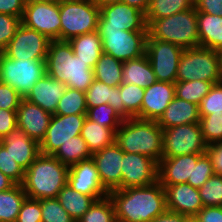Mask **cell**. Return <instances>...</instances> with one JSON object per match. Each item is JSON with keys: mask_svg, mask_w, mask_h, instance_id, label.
Here are the masks:
<instances>
[{"mask_svg": "<svg viewBox=\"0 0 222 222\" xmlns=\"http://www.w3.org/2000/svg\"><path fill=\"white\" fill-rule=\"evenodd\" d=\"M21 22L50 41L60 40V3L53 0L25 5Z\"/></svg>", "mask_w": 222, "mask_h": 222, "instance_id": "cell-12", "label": "cell"}, {"mask_svg": "<svg viewBox=\"0 0 222 222\" xmlns=\"http://www.w3.org/2000/svg\"><path fill=\"white\" fill-rule=\"evenodd\" d=\"M57 199L68 214L77 222L94 203L92 196L73 190L66 184L58 193Z\"/></svg>", "mask_w": 222, "mask_h": 222, "instance_id": "cell-31", "label": "cell"}, {"mask_svg": "<svg viewBox=\"0 0 222 222\" xmlns=\"http://www.w3.org/2000/svg\"><path fill=\"white\" fill-rule=\"evenodd\" d=\"M66 88L65 83L45 74L35 83L24 99L40 106L43 110L53 115Z\"/></svg>", "mask_w": 222, "mask_h": 222, "instance_id": "cell-24", "label": "cell"}, {"mask_svg": "<svg viewBox=\"0 0 222 222\" xmlns=\"http://www.w3.org/2000/svg\"><path fill=\"white\" fill-rule=\"evenodd\" d=\"M27 197L22 185L0 192V222H16L21 205Z\"/></svg>", "mask_w": 222, "mask_h": 222, "instance_id": "cell-33", "label": "cell"}, {"mask_svg": "<svg viewBox=\"0 0 222 222\" xmlns=\"http://www.w3.org/2000/svg\"><path fill=\"white\" fill-rule=\"evenodd\" d=\"M46 59L18 60L0 52V82L25 98L35 83L46 74Z\"/></svg>", "mask_w": 222, "mask_h": 222, "instance_id": "cell-7", "label": "cell"}, {"mask_svg": "<svg viewBox=\"0 0 222 222\" xmlns=\"http://www.w3.org/2000/svg\"><path fill=\"white\" fill-rule=\"evenodd\" d=\"M213 167L206 153L202 154L194 165L193 187L200 188L212 175Z\"/></svg>", "mask_w": 222, "mask_h": 222, "instance_id": "cell-48", "label": "cell"}, {"mask_svg": "<svg viewBox=\"0 0 222 222\" xmlns=\"http://www.w3.org/2000/svg\"><path fill=\"white\" fill-rule=\"evenodd\" d=\"M121 2L135 7L145 14L148 9L150 0H121Z\"/></svg>", "mask_w": 222, "mask_h": 222, "instance_id": "cell-56", "label": "cell"}, {"mask_svg": "<svg viewBox=\"0 0 222 222\" xmlns=\"http://www.w3.org/2000/svg\"><path fill=\"white\" fill-rule=\"evenodd\" d=\"M199 46L211 50L222 49V16L197 12Z\"/></svg>", "mask_w": 222, "mask_h": 222, "instance_id": "cell-27", "label": "cell"}, {"mask_svg": "<svg viewBox=\"0 0 222 222\" xmlns=\"http://www.w3.org/2000/svg\"><path fill=\"white\" fill-rule=\"evenodd\" d=\"M77 222H117L114 204L109 195L95 200Z\"/></svg>", "mask_w": 222, "mask_h": 222, "instance_id": "cell-39", "label": "cell"}, {"mask_svg": "<svg viewBox=\"0 0 222 222\" xmlns=\"http://www.w3.org/2000/svg\"><path fill=\"white\" fill-rule=\"evenodd\" d=\"M207 146L199 123L182 124L163 129L162 158L204 154Z\"/></svg>", "mask_w": 222, "mask_h": 222, "instance_id": "cell-10", "label": "cell"}, {"mask_svg": "<svg viewBox=\"0 0 222 222\" xmlns=\"http://www.w3.org/2000/svg\"><path fill=\"white\" fill-rule=\"evenodd\" d=\"M22 99L14 88L0 82V109L17 110Z\"/></svg>", "mask_w": 222, "mask_h": 222, "instance_id": "cell-49", "label": "cell"}, {"mask_svg": "<svg viewBox=\"0 0 222 222\" xmlns=\"http://www.w3.org/2000/svg\"><path fill=\"white\" fill-rule=\"evenodd\" d=\"M87 110L89 108L109 104L124 119V104L120 98V88L111 87L107 84L94 80L85 91Z\"/></svg>", "mask_w": 222, "mask_h": 222, "instance_id": "cell-26", "label": "cell"}, {"mask_svg": "<svg viewBox=\"0 0 222 222\" xmlns=\"http://www.w3.org/2000/svg\"><path fill=\"white\" fill-rule=\"evenodd\" d=\"M175 97V83L157 81L145 88L141 119L158 120Z\"/></svg>", "mask_w": 222, "mask_h": 222, "instance_id": "cell-23", "label": "cell"}, {"mask_svg": "<svg viewBox=\"0 0 222 222\" xmlns=\"http://www.w3.org/2000/svg\"><path fill=\"white\" fill-rule=\"evenodd\" d=\"M194 6V0H150L145 19L169 17Z\"/></svg>", "mask_w": 222, "mask_h": 222, "instance_id": "cell-36", "label": "cell"}, {"mask_svg": "<svg viewBox=\"0 0 222 222\" xmlns=\"http://www.w3.org/2000/svg\"><path fill=\"white\" fill-rule=\"evenodd\" d=\"M157 181V161L146 155L124 152L121 166V189L145 187Z\"/></svg>", "mask_w": 222, "mask_h": 222, "instance_id": "cell-14", "label": "cell"}, {"mask_svg": "<svg viewBox=\"0 0 222 222\" xmlns=\"http://www.w3.org/2000/svg\"><path fill=\"white\" fill-rule=\"evenodd\" d=\"M40 200L26 197L23 201L16 222H41Z\"/></svg>", "mask_w": 222, "mask_h": 222, "instance_id": "cell-47", "label": "cell"}, {"mask_svg": "<svg viewBox=\"0 0 222 222\" xmlns=\"http://www.w3.org/2000/svg\"><path fill=\"white\" fill-rule=\"evenodd\" d=\"M120 98L124 104V120L130 118L141 119V104L144 97V88L134 84L121 83Z\"/></svg>", "mask_w": 222, "mask_h": 222, "instance_id": "cell-35", "label": "cell"}, {"mask_svg": "<svg viewBox=\"0 0 222 222\" xmlns=\"http://www.w3.org/2000/svg\"><path fill=\"white\" fill-rule=\"evenodd\" d=\"M115 143L124 151L159 162L163 155V129L156 120L125 119L116 131Z\"/></svg>", "mask_w": 222, "mask_h": 222, "instance_id": "cell-4", "label": "cell"}, {"mask_svg": "<svg viewBox=\"0 0 222 222\" xmlns=\"http://www.w3.org/2000/svg\"><path fill=\"white\" fill-rule=\"evenodd\" d=\"M15 183L0 171V192L12 188Z\"/></svg>", "mask_w": 222, "mask_h": 222, "instance_id": "cell-57", "label": "cell"}, {"mask_svg": "<svg viewBox=\"0 0 222 222\" xmlns=\"http://www.w3.org/2000/svg\"><path fill=\"white\" fill-rule=\"evenodd\" d=\"M200 118L198 105L175 96L157 123L162 129H167L182 124L199 123Z\"/></svg>", "mask_w": 222, "mask_h": 222, "instance_id": "cell-25", "label": "cell"}, {"mask_svg": "<svg viewBox=\"0 0 222 222\" xmlns=\"http://www.w3.org/2000/svg\"><path fill=\"white\" fill-rule=\"evenodd\" d=\"M124 151L116 144L92 153L101 183L108 191L121 189V166Z\"/></svg>", "mask_w": 222, "mask_h": 222, "instance_id": "cell-18", "label": "cell"}, {"mask_svg": "<svg viewBox=\"0 0 222 222\" xmlns=\"http://www.w3.org/2000/svg\"><path fill=\"white\" fill-rule=\"evenodd\" d=\"M157 82L146 53L138 58L123 62L122 83L147 88Z\"/></svg>", "mask_w": 222, "mask_h": 222, "instance_id": "cell-28", "label": "cell"}, {"mask_svg": "<svg viewBox=\"0 0 222 222\" xmlns=\"http://www.w3.org/2000/svg\"><path fill=\"white\" fill-rule=\"evenodd\" d=\"M41 222H76L62 207L57 198L40 200Z\"/></svg>", "mask_w": 222, "mask_h": 222, "instance_id": "cell-43", "label": "cell"}, {"mask_svg": "<svg viewBox=\"0 0 222 222\" xmlns=\"http://www.w3.org/2000/svg\"><path fill=\"white\" fill-rule=\"evenodd\" d=\"M184 222H200L197 216H185Z\"/></svg>", "mask_w": 222, "mask_h": 222, "instance_id": "cell-59", "label": "cell"}, {"mask_svg": "<svg viewBox=\"0 0 222 222\" xmlns=\"http://www.w3.org/2000/svg\"><path fill=\"white\" fill-rule=\"evenodd\" d=\"M200 117L199 124L206 144L222 143V113Z\"/></svg>", "mask_w": 222, "mask_h": 222, "instance_id": "cell-42", "label": "cell"}, {"mask_svg": "<svg viewBox=\"0 0 222 222\" xmlns=\"http://www.w3.org/2000/svg\"><path fill=\"white\" fill-rule=\"evenodd\" d=\"M58 3H66V2H79V1H86V0H55Z\"/></svg>", "mask_w": 222, "mask_h": 222, "instance_id": "cell-61", "label": "cell"}, {"mask_svg": "<svg viewBox=\"0 0 222 222\" xmlns=\"http://www.w3.org/2000/svg\"><path fill=\"white\" fill-rule=\"evenodd\" d=\"M198 191L203 207L222 206V176L213 174Z\"/></svg>", "mask_w": 222, "mask_h": 222, "instance_id": "cell-41", "label": "cell"}, {"mask_svg": "<svg viewBox=\"0 0 222 222\" xmlns=\"http://www.w3.org/2000/svg\"><path fill=\"white\" fill-rule=\"evenodd\" d=\"M184 49L176 44L147 38L146 55L157 81L175 83L180 57Z\"/></svg>", "mask_w": 222, "mask_h": 222, "instance_id": "cell-11", "label": "cell"}, {"mask_svg": "<svg viewBox=\"0 0 222 222\" xmlns=\"http://www.w3.org/2000/svg\"><path fill=\"white\" fill-rule=\"evenodd\" d=\"M68 42L74 54L93 69L103 53L102 40L98 31L73 37Z\"/></svg>", "mask_w": 222, "mask_h": 222, "instance_id": "cell-29", "label": "cell"}, {"mask_svg": "<svg viewBox=\"0 0 222 222\" xmlns=\"http://www.w3.org/2000/svg\"><path fill=\"white\" fill-rule=\"evenodd\" d=\"M86 117V114H53L45 137L40 143V153L54 155L62 144L80 135Z\"/></svg>", "mask_w": 222, "mask_h": 222, "instance_id": "cell-13", "label": "cell"}, {"mask_svg": "<svg viewBox=\"0 0 222 222\" xmlns=\"http://www.w3.org/2000/svg\"><path fill=\"white\" fill-rule=\"evenodd\" d=\"M17 127L16 110L0 109V140Z\"/></svg>", "mask_w": 222, "mask_h": 222, "instance_id": "cell-50", "label": "cell"}, {"mask_svg": "<svg viewBox=\"0 0 222 222\" xmlns=\"http://www.w3.org/2000/svg\"><path fill=\"white\" fill-rule=\"evenodd\" d=\"M16 114L17 126L40 144L45 137L52 114L24 98L21 100Z\"/></svg>", "mask_w": 222, "mask_h": 222, "instance_id": "cell-21", "label": "cell"}, {"mask_svg": "<svg viewBox=\"0 0 222 222\" xmlns=\"http://www.w3.org/2000/svg\"><path fill=\"white\" fill-rule=\"evenodd\" d=\"M123 62L113 56L102 53L93 68L95 80L108 86L118 87L122 83Z\"/></svg>", "mask_w": 222, "mask_h": 222, "instance_id": "cell-32", "label": "cell"}, {"mask_svg": "<svg viewBox=\"0 0 222 222\" xmlns=\"http://www.w3.org/2000/svg\"><path fill=\"white\" fill-rule=\"evenodd\" d=\"M197 12L222 16V0H194Z\"/></svg>", "mask_w": 222, "mask_h": 222, "instance_id": "cell-52", "label": "cell"}, {"mask_svg": "<svg viewBox=\"0 0 222 222\" xmlns=\"http://www.w3.org/2000/svg\"><path fill=\"white\" fill-rule=\"evenodd\" d=\"M87 118L101 126L111 128L115 132L120 127L124 119L109 104H103L89 108L86 114Z\"/></svg>", "mask_w": 222, "mask_h": 222, "instance_id": "cell-40", "label": "cell"}, {"mask_svg": "<svg viewBox=\"0 0 222 222\" xmlns=\"http://www.w3.org/2000/svg\"><path fill=\"white\" fill-rule=\"evenodd\" d=\"M21 24V17L0 13V52L4 51Z\"/></svg>", "mask_w": 222, "mask_h": 222, "instance_id": "cell-46", "label": "cell"}, {"mask_svg": "<svg viewBox=\"0 0 222 222\" xmlns=\"http://www.w3.org/2000/svg\"><path fill=\"white\" fill-rule=\"evenodd\" d=\"M98 28L148 31L145 14L137 8L122 2L100 7Z\"/></svg>", "mask_w": 222, "mask_h": 222, "instance_id": "cell-16", "label": "cell"}, {"mask_svg": "<svg viewBox=\"0 0 222 222\" xmlns=\"http://www.w3.org/2000/svg\"><path fill=\"white\" fill-rule=\"evenodd\" d=\"M0 171L15 184L21 185L25 170L10 156L7 149L0 143Z\"/></svg>", "mask_w": 222, "mask_h": 222, "instance_id": "cell-44", "label": "cell"}, {"mask_svg": "<svg viewBox=\"0 0 222 222\" xmlns=\"http://www.w3.org/2000/svg\"><path fill=\"white\" fill-rule=\"evenodd\" d=\"M202 154L162 158L158 162V182L161 185L188 183L193 187V171Z\"/></svg>", "mask_w": 222, "mask_h": 222, "instance_id": "cell-19", "label": "cell"}, {"mask_svg": "<svg viewBox=\"0 0 222 222\" xmlns=\"http://www.w3.org/2000/svg\"><path fill=\"white\" fill-rule=\"evenodd\" d=\"M200 116L222 113V81L214 84L199 105Z\"/></svg>", "mask_w": 222, "mask_h": 222, "instance_id": "cell-45", "label": "cell"}, {"mask_svg": "<svg viewBox=\"0 0 222 222\" xmlns=\"http://www.w3.org/2000/svg\"><path fill=\"white\" fill-rule=\"evenodd\" d=\"M99 16L94 0L60 3V41L97 31Z\"/></svg>", "mask_w": 222, "mask_h": 222, "instance_id": "cell-8", "label": "cell"}, {"mask_svg": "<svg viewBox=\"0 0 222 222\" xmlns=\"http://www.w3.org/2000/svg\"><path fill=\"white\" fill-rule=\"evenodd\" d=\"M57 115L87 114L85 92L67 87L55 110Z\"/></svg>", "mask_w": 222, "mask_h": 222, "instance_id": "cell-38", "label": "cell"}, {"mask_svg": "<svg viewBox=\"0 0 222 222\" xmlns=\"http://www.w3.org/2000/svg\"><path fill=\"white\" fill-rule=\"evenodd\" d=\"M103 53L125 62L146 53L148 31H127L115 28H98Z\"/></svg>", "mask_w": 222, "mask_h": 222, "instance_id": "cell-9", "label": "cell"}, {"mask_svg": "<svg viewBox=\"0 0 222 222\" xmlns=\"http://www.w3.org/2000/svg\"><path fill=\"white\" fill-rule=\"evenodd\" d=\"M45 62L46 74L67 87L85 92L95 80L93 69L74 54L68 41H51Z\"/></svg>", "mask_w": 222, "mask_h": 222, "instance_id": "cell-2", "label": "cell"}, {"mask_svg": "<svg viewBox=\"0 0 222 222\" xmlns=\"http://www.w3.org/2000/svg\"><path fill=\"white\" fill-rule=\"evenodd\" d=\"M201 80L217 84L222 81L220 53L204 47L184 49L176 81Z\"/></svg>", "mask_w": 222, "mask_h": 222, "instance_id": "cell-6", "label": "cell"}, {"mask_svg": "<svg viewBox=\"0 0 222 222\" xmlns=\"http://www.w3.org/2000/svg\"><path fill=\"white\" fill-rule=\"evenodd\" d=\"M161 186L165 191L168 211L184 216H196L203 208L198 188L192 187L188 183Z\"/></svg>", "mask_w": 222, "mask_h": 222, "instance_id": "cell-20", "label": "cell"}, {"mask_svg": "<svg viewBox=\"0 0 222 222\" xmlns=\"http://www.w3.org/2000/svg\"><path fill=\"white\" fill-rule=\"evenodd\" d=\"M24 8L23 0H0V13L22 18Z\"/></svg>", "mask_w": 222, "mask_h": 222, "instance_id": "cell-53", "label": "cell"}, {"mask_svg": "<svg viewBox=\"0 0 222 222\" xmlns=\"http://www.w3.org/2000/svg\"><path fill=\"white\" fill-rule=\"evenodd\" d=\"M94 2L99 6H106L109 4H114V3H118L121 2V0H94Z\"/></svg>", "mask_w": 222, "mask_h": 222, "instance_id": "cell-58", "label": "cell"}, {"mask_svg": "<svg viewBox=\"0 0 222 222\" xmlns=\"http://www.w3.org/2000/svg\"><path fill=\"white\" fill-rule=\"evenodd\" d=\"M0 143L24 170H27L30 164L41 154L40 144L31 139L18 126L3 137Z\"/></svg>", "mask_w": 222, "mask_h": 222, "instance_id": "cell-22", "label": "cell"}, {"mask_svg": "<svg viewBox=\"0 0 222 222\" xmlns=\"http://www.w3.org/2000/svg\"><path fill=\"white\" fill-rule=\"evenodd\" d=\"M117 222H152L166 210L165 191L156 183L109 192Z\"/></svg>", "mask_w": 222, "mask_h": 222, "instance_id": "cell-1", "label": "cell"}, {"mask_svg": "<svg viewBox=\"0 0 222 222\" xmlns=\"http://www.w3.org/2000/svg\"><path fill=\"white\" fill-rule=\"evenodd\" d=\"M80 136L86 141L90 152L94 153L114 144L116 132L86 117Z\"/></svg>", "mask_w": 222, "mask_h": 222, "instance_id": "cell-30", "label": "cell"}, {"mask_svg": "<svg viewBox=\"0 0 222 222\" xmlns=\"http://www.w3.org/2000/svg\"><path fill=\"white\" fill-rule=\"evenodd\" d=\"M196 216L200 222H222V206L203 207Z\"/></svg>", "mask_w": 222, "mask_h": 222, "instance_id": "cell-54", "label": "cell"}, {"mask_svg": "<svg viewBox=\"0 0 222 222\" xmlns=\"http://www.w3.org/2000/svg\"><path fill=\"white\" fill-rule=\"evenodd\" d=\"M185 216L166 210L157 216L152 222H184Z\"/></svg>", "mask_w": 222, "mask_h": 222, "instance_id": "cell-55", "label": "cell"}, {"mask_svg": "<svg viewBox=\"0 0 222 222\" xmlns=\"http://www.w3.org/2000/svg\"><path fill=\"white\" fill-rule=\"evenodd\" d=\"M53 156L64 165L70 167L82 160L91 158L92 153L86 141L78 135L69 139L65 144H62Z\"/></svg>", "mask_w": 222, "mask_h": 222, "instance_id": "cell-34", "label": "cell"}, {"mask_svg": "<svg viewBox=\"0 0 222 222\" xmlns=\"http://www.w3.org/2000/svg\"><path fill=\"white\" fill-rule=\"evenodd\" d=\"M205 153L211 161L213 173L222 176V143L208 145Z\"/></svg>", "mask_w": 222, "mask_h": 222, "instance_id": "cell-51", "label": "cell"}, {"mask_svg": "<svg viewBox=\"0 0 222 222\" xmlns=\"http://www.w3.org/2000/svg\"><path fill=\"white\" fill-rule=\"evenodd\" d=\"M219 53H220V58L222 60V49L219 51Z\"/></svg>", "mask_w": 222, "mask_h": 222, "instance_id": "cell-62", "label": "cell"}, {"mask_svg": "<svg viewBox=\"0 0 222 222\" xmlns=\"http://www.w3.org/2000/svg\"><path fill=\"white\" fill-rule=\"evenodd\" d=\"M148 37L176 44L182 49L199 47L195 6L169 17L145 19Z\"/></svg>", "mask_w": 222, "mask_h": 222, "instance_id": "cell-5", "label": "cell"}, {"mask_svg": "<svg viewBox=\"0 0 222 222\" xmlns=\"http://www.w3.org/2000/svg\"><path fill=\"white\" fill-rule=\"evenodd\" d=\"M67 184L73 190L92 196L95 200L105 198L109 194L101 183L99 172L92 158L69 167Z\"/></svg>", "mask_w": 222, "mask_h": 222, "instance_id": "cell-17", "label": "cell"}, {"mask_svg": "<svg viewBox=\"0 0 222 222\" xmlns=\"http://www.w3.org/2000/svg\"><path fill=\"white\" fill-rule=\"evenodd\" d=\"M25 5H29L32 3H39V2H48V1H53V0H23Z\"/></svg>", "mask_w": 222, "mask_h": 222, "instance_id": "cell-60", "label": "cell"}, {"mask_svg": "<svg viewBox=\"0 0 222 222\" xmlns=\"http://www.w3.org/2000/svg\"><path fill=\"white\" fill-rule=\"evenodd\" d=\"M50 42L43 34L21 24L3 53L18 60L46 59Z\"/></svg>", "mask_w": 222, "mask_h": 222, "instance_id": "cell-15", "label": "cell"}, {"mask_svg": "<svg viewBox=\"0 0 222 222\" xmlns=\"http://www.w3.org/2000/svg\"><path fill=\"white\" fill-rule=\"evenodd\" d=\"M69 167L53 155L40 154L25 170L22 188L32 199L57 198L67 184Z\"/></svg>", "mask_w": 222, "mask_h": 222, "instance_id": "cell-3", "label": "cell"}, {"mask_svg": "<svg viewBox=\"0 0 222 222\" xmlns=\"http://www.w3.org/2000/svg\"><path fill=\"white\" fill-rule=\"evenodd\" d=\"M213 85L211 82L201 80L176 81L175 96L199 106Z\"/></svg>", "mask_w": 222, "mask_h": 222, "instance_id": "cell-37", "label": "cell"}]
</instances>
